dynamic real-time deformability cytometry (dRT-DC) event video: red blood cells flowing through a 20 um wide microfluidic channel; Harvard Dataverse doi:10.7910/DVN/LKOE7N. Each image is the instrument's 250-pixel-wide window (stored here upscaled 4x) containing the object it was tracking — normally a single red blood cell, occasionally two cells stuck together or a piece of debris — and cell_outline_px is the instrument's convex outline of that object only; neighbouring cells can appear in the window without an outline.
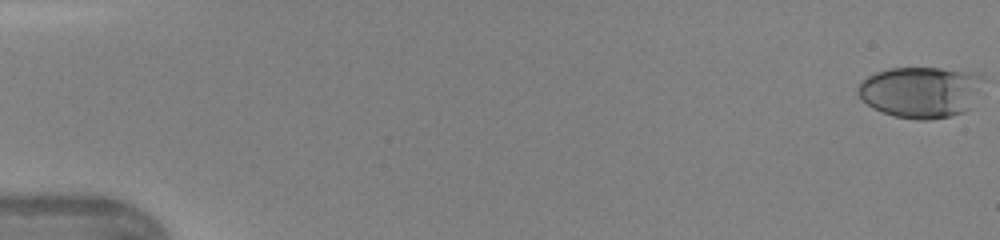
{"species": "human", "species_latin": "Homo sapiens", "temperature_condition": "warm", "stored_images_in_passage": 7, "camera_frame_rate_fps": 3000, "um_per_image_px": 0.085, "donor": {"sex": "female"}, "frame": {"image": 1, "passage_image": 1, "time_ms": 0.0, "image_size_px": [1000, 240], "cell_outline_px": [[984, 80], [968, 108], [964, 112], [952, 116], [928, 120], [916, 120], [896, 116], [872, 108], [856, 92], [856, 88], [860, 80], [876, 72], [888, 68], [940, 68], [984, 72]], "centroid_in_image_um": [78.27, 7.8], "position_along_channel_um": 6.7, "area_um2": 37.74}}
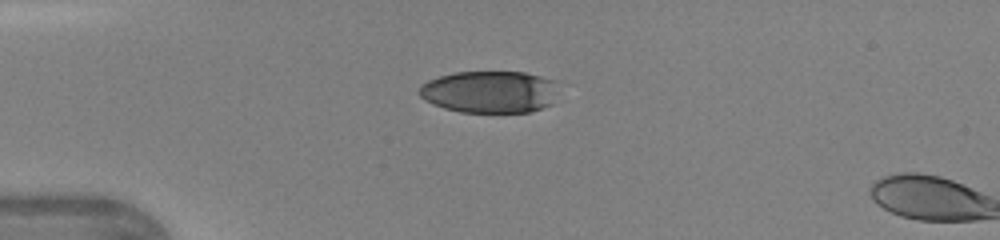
{"frame": {"image": 2, "passage_image": 6, "time_ms": 1.667, "image_size_px": [1000, 240], "cell_outline_px": [[556, 80], [552, 104], [528, 112], [460, 112], [444, 108], [432, 104], [424, 100], [420, 96], [420, 88], [428, 80], [440, 76], [456, 72], [524, 72]], "centroid_in_image_um": [41.6, 7.81], "position_along_channel_um": 43.4, "area_um2": 33.93}}